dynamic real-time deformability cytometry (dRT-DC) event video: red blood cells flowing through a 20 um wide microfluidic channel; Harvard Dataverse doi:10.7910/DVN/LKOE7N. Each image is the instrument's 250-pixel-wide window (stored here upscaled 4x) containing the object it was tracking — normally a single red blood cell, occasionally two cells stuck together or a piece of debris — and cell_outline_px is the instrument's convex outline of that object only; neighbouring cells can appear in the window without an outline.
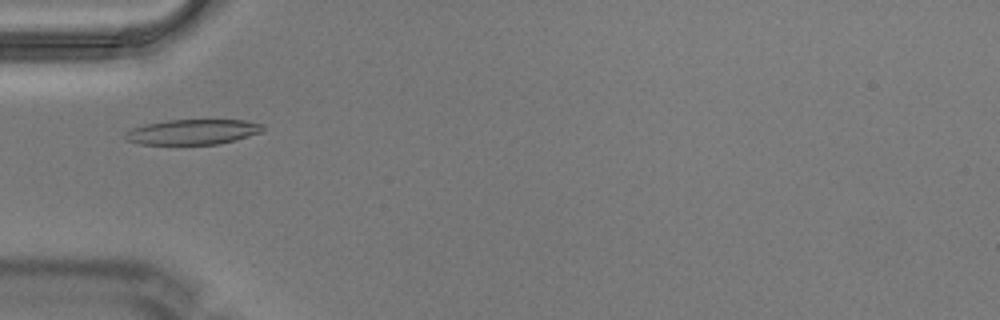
{"species": "Egyptian fruit bat (a non-hibernating species)", "species_latin": "Rousettus aegyptiacus", "temperature_condition": "warm", "stored_images_in_passage": 2, "camera_frame_rate_fps": 3000, "um_per_image_px": 0.085, "animal": {"sex": "male"}, "frame": {"image": 1, "passage_image": 1, "time_ms": 0.0, "image_size_px": [1000, 320], "cell_outline_px": [[264, 128], [260, 132], [236, 140], [216, 144], [140, 144], [128, 140], [124, 136], [124, 132], [132, 128], [144, 124], [168, 120], [244, 120], [264, 124]], "centroid_in_image_um": [16.37, 11.2], "position_along_channel_um": 68.6, "area_um2": 20.11}}